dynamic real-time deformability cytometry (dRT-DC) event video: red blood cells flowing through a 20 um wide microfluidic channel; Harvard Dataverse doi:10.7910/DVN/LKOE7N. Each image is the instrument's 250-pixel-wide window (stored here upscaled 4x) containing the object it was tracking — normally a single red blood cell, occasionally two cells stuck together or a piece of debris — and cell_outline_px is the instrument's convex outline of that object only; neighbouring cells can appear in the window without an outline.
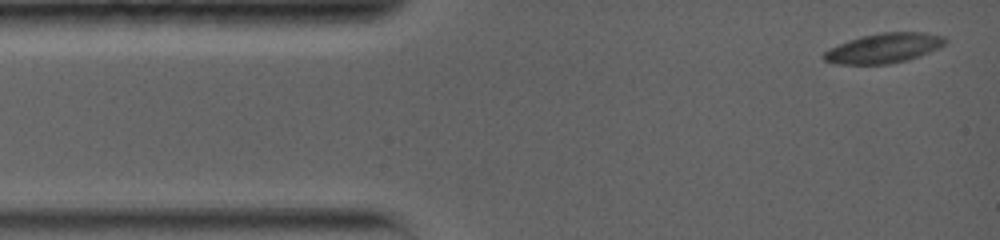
{"species": "common noctule bat (a hibernating species)", "species_latin": "Nyctalus noctula", "temperature_condition": "warm", "stored_images_in_passage": 23, "camera_frame_rate_fps": 5000, "um_per_image_px": 0.085, "animal": {"sex": "female", "body_mass_g": 19.0, "forearm_length_mm": 56.7}, "frame": {"image": 1, "passage_image": 1, "time_ms": 0.0, "image_size_px": [1000, 240], "cell_outline_px": [[948, 40], [940, 48], [920, 56], [908, 60], [888, 64], [836, 64], [824, 60], [820, 56], [824, 52], [848, 40], [860, 36], [884, 32], [924, 32], [944, 36]], "centroid_in_image_um": [75.15, 4.09], "position_along_channel_um": 9.8, "area_um2": 21.15}}
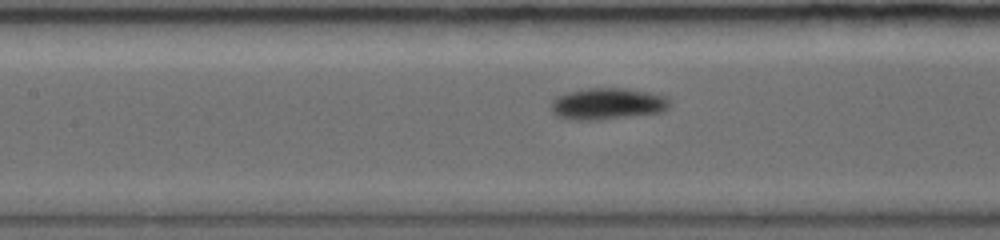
{"frame": {"image": 2, "passage_image": 14, "time_ms": 5.8, "image_size_px": [1000, 240], "cell_outline_px": [[672, 100], [668, 108], [660, 112], [596, 120], [568, 120], [556, 116], [552, 112], [552, 100], [556, 96], [568, 92], [588, 88], [624, 88], [664, 96]], "centroid_in_image_um": [51.59, 8.83], "position_along_channel_um": 155.8, "area_um2": 21.68}}
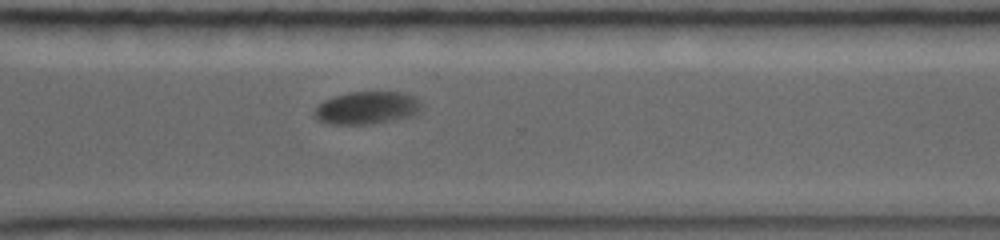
{"frame": {"image": 3, "passage_image": 23, "time_ms": 10.8, "image_size_px": [1000, 240], "cell_outline_px": [[420, 112], [412, 116], [396, 120], [372, 124], [328, 124], [316, 120], [312, 112], [324, 100], [332, 96], [348, 92], [404, 92], [420, 100]], "centroid_in_image_um": [31.16, 9.18], "position_along_channel_um": 339.4, "area_um2": 20.69}}